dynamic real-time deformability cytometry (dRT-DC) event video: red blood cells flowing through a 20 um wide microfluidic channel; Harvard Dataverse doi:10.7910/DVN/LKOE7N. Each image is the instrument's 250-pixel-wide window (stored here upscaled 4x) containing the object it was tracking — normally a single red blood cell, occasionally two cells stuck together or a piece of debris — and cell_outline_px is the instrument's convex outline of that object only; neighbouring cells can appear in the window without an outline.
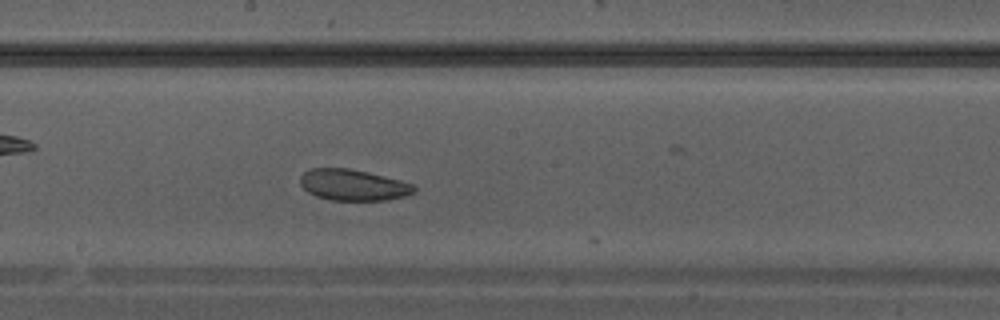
{"species": "Egyptian fruit bat (a non-hibernating species)", "species_latin": "Rousettus aegyptiacus", "temperature_condition": "warm", "stored_images_in_passage": 17, "camera_frame_rate_fps": 3000, "um_per_image_px": 0.085, "animal": {"sex": "male"}, "frame": {"image": 1, "passage_image": 16, "time_ms": 5.0, "image_size_px": [1000, 320], "cell_outline_px": [[416, 192], [404, 196], [388, 200], [332, 200], [316, 196], [308, 192], [300, 184], [300, 176], [308, 168], [348, 168], [368, 172], [400, 180], [412, 184], [416, 188]], "centroid_in_image_um": [30.01, 15.72], "position_along_channel_um": 218.2, "area_um2": 20.69}}